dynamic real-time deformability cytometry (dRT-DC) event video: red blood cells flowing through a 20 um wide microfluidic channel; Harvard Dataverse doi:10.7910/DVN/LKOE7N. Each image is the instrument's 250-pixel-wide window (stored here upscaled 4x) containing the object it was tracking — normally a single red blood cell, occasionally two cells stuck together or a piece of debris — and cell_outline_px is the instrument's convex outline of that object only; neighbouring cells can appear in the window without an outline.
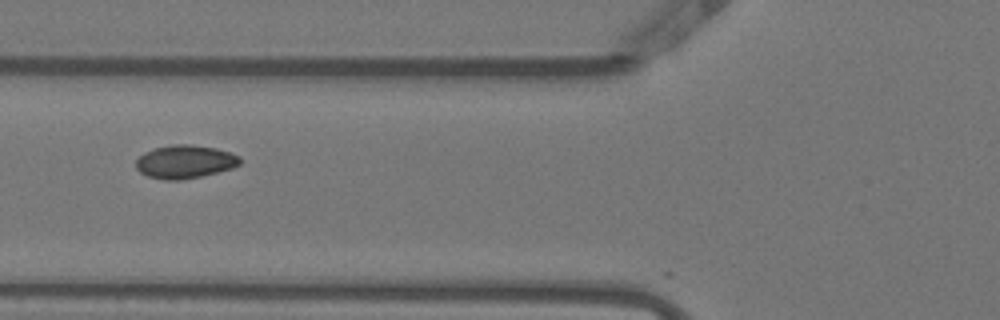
{"species": "Egyptian fruit bat (a non-hibernating species)", "species_latin": "Rousettus aegyptiacus", "temperature_condition": "warm", "stored_images_in_passage": 10, "camera_frame_rate_fps": 3000, "um_per_image_px": 0.085, "animal": {"sex": "female"}, "frame": {"image": 1, "passage_image": 8, "time_ms": 2.333, "image_size_px": [1000, 320], "cell_outline_px": [[240, 164], [232, 168], [200, 176], [180, 180], [164, 180], [148, 176], [140, 172], [136, 168], [136, 160], [144, 152], [152, 148], [172, 144], [192, 144], [216, 148], [240, 156]], "centroid_in_image_um": [15.69, 13.73], "position_along_channel_um": 110.1, "area_um2": 20.17}}